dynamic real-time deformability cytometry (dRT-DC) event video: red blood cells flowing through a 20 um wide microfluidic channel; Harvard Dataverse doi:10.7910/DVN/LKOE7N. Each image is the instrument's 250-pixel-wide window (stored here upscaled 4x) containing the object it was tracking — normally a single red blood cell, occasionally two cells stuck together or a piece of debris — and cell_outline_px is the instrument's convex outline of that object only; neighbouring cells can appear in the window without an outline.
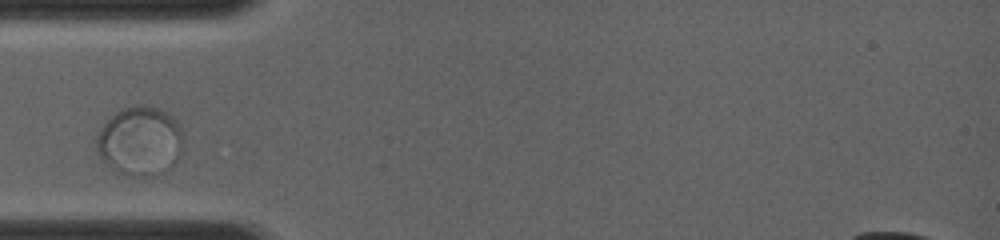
{"species": "common noctule bat (a hibernating species)", "species_latin": "Nyctalus noctula", "temperature_condition": "room temperature", "stored_images_in_passage": 3, "camera_frame_rate_fps": 4000, "um_per_image_px": 0.085, "animal": {"sex": "female", "body_mass_g": 19.0, "forearm_length_mm": 56.7}, "frame": {"image": 1, "passage_image": 1, "time_ms": 0.0, "image_size_px": [1000, 240], "cell_outline_px": [[176, 120], [172, 128], [112, 160], [108, 160], [100, 156], [96, 144], [96, 140], [104, 124], [120, 108], [136, 104], [144, 104], [160, 108]], "centroid_in_image_um": [11.2, 11.0], "position_along_channel_um": 73.8, "area_um2": 19.36}}
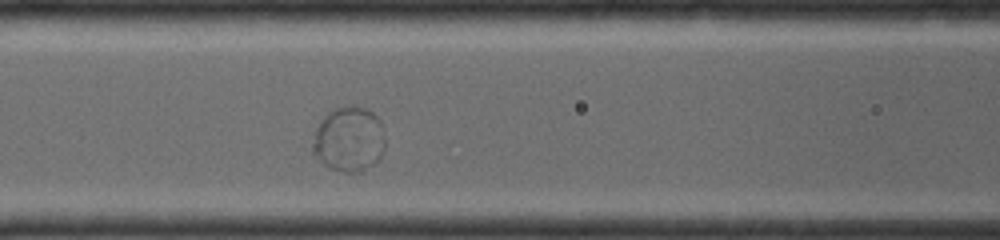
{"frame": {"image": 2, "passage_image": 3, "time_ms": 1.5, "image_size_px": [1000, 240], "cell_outline_px": [[384, 148], [380, 160], [360, 172], [340, 172], [328, 168], [324, 164], [312, 148], [316, 132], [320, 124], [328, 112], [336, 108], [352, 104], [364, 108], [372, 112], [380, 120], [384, 144]], "centroid_in_image_um": [29.7, 11.85], "position_along_channel_um": 136.9, "area_um2": 27.11}}